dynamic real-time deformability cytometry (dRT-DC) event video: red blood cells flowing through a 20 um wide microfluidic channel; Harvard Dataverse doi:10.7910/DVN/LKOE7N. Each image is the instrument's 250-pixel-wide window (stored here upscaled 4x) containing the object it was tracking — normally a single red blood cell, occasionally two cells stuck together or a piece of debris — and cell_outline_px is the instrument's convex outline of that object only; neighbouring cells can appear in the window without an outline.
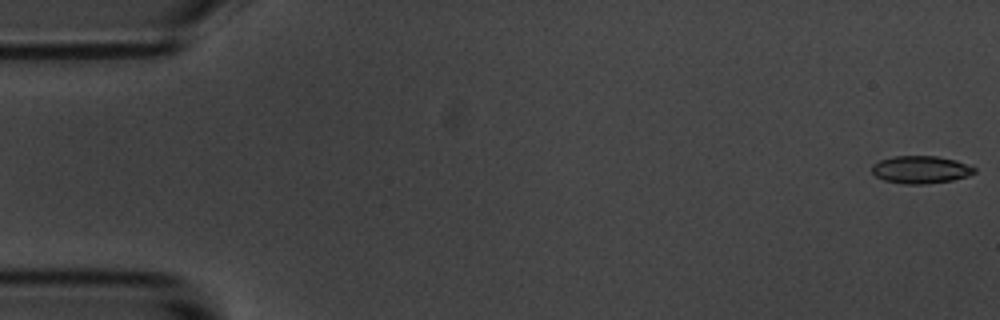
{"species": "common noctule bat (a hibernating species)", "species_latin": "Nyctalus noctula", "temperature_condition": "room temperature", "stored_images_in_passage": 12, "camera_frame_rate_fps": 3000, "um_per_image_px": 0.085, "animal": {"sex": "male", "body_mass_g": 20.1, "forearm_length_mm": 53.5}, "frame": {"image": 1, "passage_image": 1, "time_ms": 0.0, "image_size_px": [1000, 320], "cell_outline_px": [[976, 172], [968, 176], [952, 180], [924, 184], [904, 184], [884, 180], [876, 176], [872, 172], [872, 164], [880, 160], [896, 156], [936, 156], [956, 160], [972, 164], [976, 168]], "centroid_in_image_um": [78.3, 14.41], "position_along_channel_um": 6.7, "area_um2": 16.59}}